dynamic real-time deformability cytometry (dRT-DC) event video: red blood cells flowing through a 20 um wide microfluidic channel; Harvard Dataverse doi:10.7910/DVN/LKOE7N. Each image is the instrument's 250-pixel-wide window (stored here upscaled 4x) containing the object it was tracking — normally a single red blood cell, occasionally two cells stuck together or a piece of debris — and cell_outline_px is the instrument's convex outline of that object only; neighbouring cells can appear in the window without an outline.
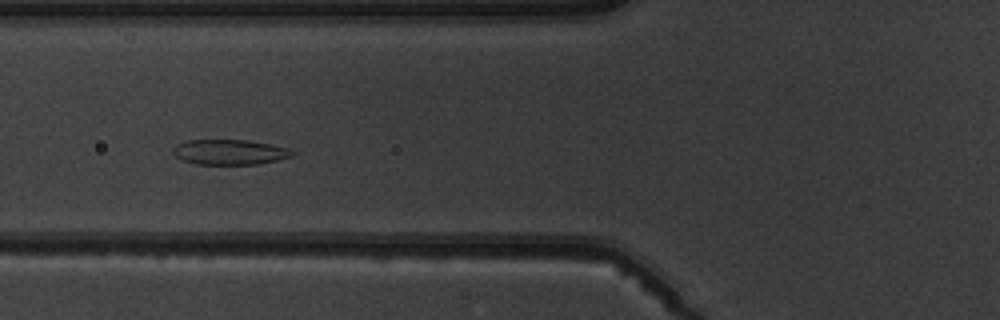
{"species": "common noctule bat (a hibernating species)", "species_latin": "Nyctalus noctula", "temperature_condition": "warm", "stored_images_in_passage": 9, "camera_frame_rate_fps": 3000, "um_per_image_px": 0.085, "animal": {"sex": "male", "body_mass_g": 19.5, "forearm_length_mm": 54.6}, "frame": {"image": 1, "passage_image": 6, "time_ms": 6.0, "image_size_px": [1000, 320], "cell_outline_px": [[296, 152], [292, 156], [276, 160], [256, 164], [196, 164], [180, 160], [172, 152], [172, 148], [176, 144], [188, 140], [248, 140], [272, 144], [288, 148]], "centroid_in_image_um": [19.5, 12.92], "position_along_channel_um": 106.3, "area_um2": 17.57}}
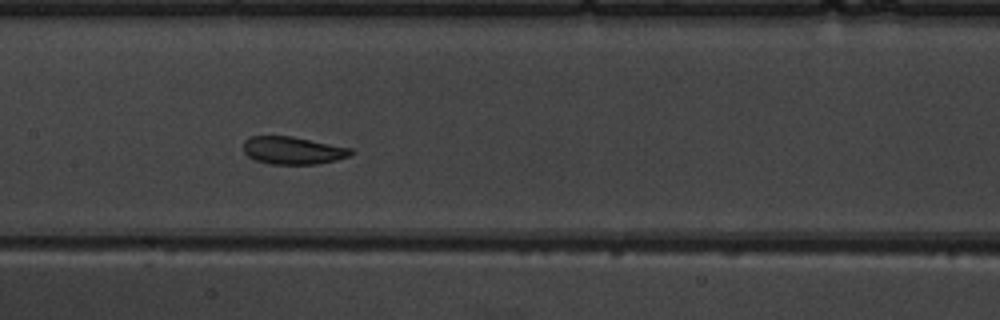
{"frame": {"image": 2, "passage_image": 8, "time_ms": 8.0, "image_size_px": [1000, 320], "cell_outline_px": [[356, 152], [348, 156], [336, 160], [316, 164], [272, 164], [256, 160], [248, 156], [244, 152], [244, 140], [252, 136], [292, 136], [352, 148]], "centroid_in_image_um": [24.92, 12.78], "position_along_channel_um": 182.5, "area_um2": 17.28}}
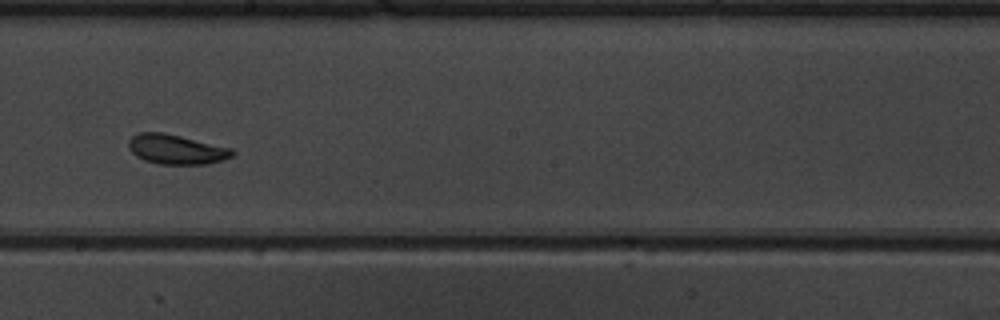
{"frame": {"image": 3, "passage_image": 9, "time_ms": 9.333, "image_size_px": [1000, 320], "cell_outline_px": [[236, 152], [232, 156], [224, 160], [208, 164], [160, 164], [144, 160], [136, 156], [128, 148], [128, 140], [132, 136], [140, 132], [160, 132], [180, 136], [232, 148]], "centroid_in_image_um": [14.99, 12.7], "position_along_channel_um": 233.2, "area_um2": 17.98}}